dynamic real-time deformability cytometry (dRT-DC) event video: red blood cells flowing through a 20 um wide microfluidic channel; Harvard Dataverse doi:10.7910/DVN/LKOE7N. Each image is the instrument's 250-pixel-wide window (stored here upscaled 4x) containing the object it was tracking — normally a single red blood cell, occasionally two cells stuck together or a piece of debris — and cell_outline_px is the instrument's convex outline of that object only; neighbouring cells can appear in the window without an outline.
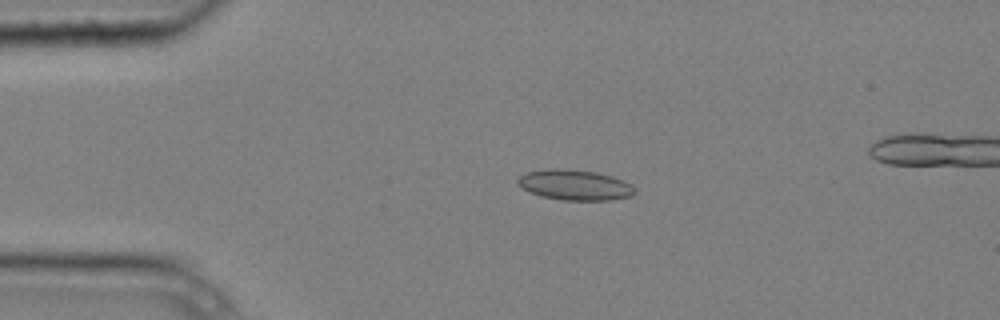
{"species": "common noctule bat (a hibernating species)", "species_latin": "Nyctalus noctula", "temperature_condition": "cold", "stored_images_in_passage": 5, "camera_frame_rate_fps": 3000, "um_per_image_px": 0.085, "animal": {"sex": "male", "body_mass_g": 20.4}, "frame": {"image": 1, "passage_image": 3, "time_ms": 0.667, "image_size_px": [1000, 320], "cell_outline_px": [[636, 192], [632, 196], [608, 200], [564, 200], [540, 196], [528, 192], [516, 180], [520, 176], [528, 172], [552, 168], [564, 168], [596, 172], [612, 176], [632, 184], [636, 188]], "centroid_in_image_um": [48.9, 15.72], "position_along_channel_um": 36.1, "area_um2": 20.75}}